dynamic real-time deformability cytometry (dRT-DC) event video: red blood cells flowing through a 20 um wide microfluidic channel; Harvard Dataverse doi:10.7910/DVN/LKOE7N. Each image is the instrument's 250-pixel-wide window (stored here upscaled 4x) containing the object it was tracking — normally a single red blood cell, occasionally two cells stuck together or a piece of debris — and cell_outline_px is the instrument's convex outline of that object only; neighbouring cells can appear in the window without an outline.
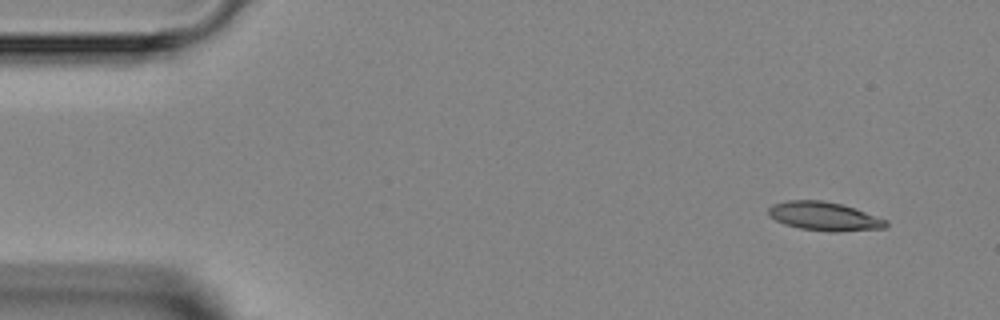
{"species": "Egyptian fruit bat (a non-hibernating species)", "species_latin": "Rousettus aegyptiacus", "temperature_condition": "room temperature", "stored_images_in_passage": 3, "camera_frame_rate_fps": 3000, "um_per_image_px": 0.085, "animal": {"sex": "female"}, "frame": {"image": 1, "passage_image": 1, "time_ms": 0.0, "image_size_px": [1000, 320], "cell_outline_px": [[888, 224], [884, 228], [840, 232], [832, 232], [800, 228], [784, 224], [768, 216], [768, 208], [772, 204], [784, 200], [824, 200], [840, 204], [888, 220]], "centroid_in_image_um": [70.02, 18.38], "position_along_channel_um": 15.0, "area_um2": 19.65}}